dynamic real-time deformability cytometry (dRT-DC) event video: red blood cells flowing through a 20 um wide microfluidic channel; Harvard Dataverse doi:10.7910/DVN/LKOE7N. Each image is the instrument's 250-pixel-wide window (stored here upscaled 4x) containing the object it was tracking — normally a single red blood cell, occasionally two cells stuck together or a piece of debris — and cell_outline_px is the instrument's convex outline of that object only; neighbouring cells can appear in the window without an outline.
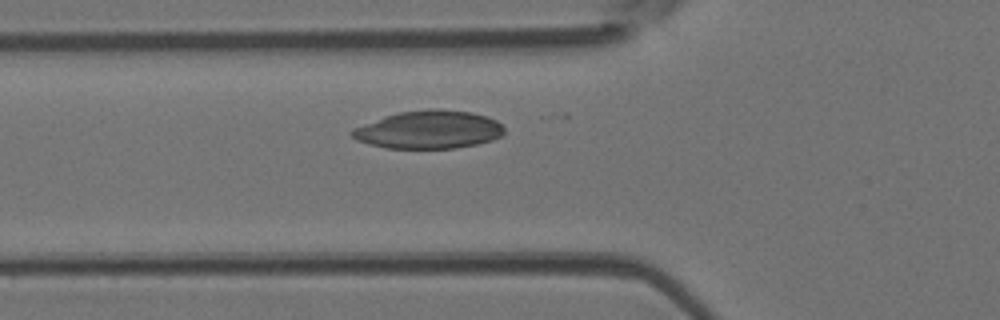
{"species": "Egyptian fruit bat (a non-hibernating species)", "species_latin": "Rousettus aegyptiacus", "temperature_condition": "room temperature", "stored_images_in_passage": 18, "camera_frame_rate_fps": 3000, "um_per_image_px": 0.085, "animal": {"sex": "female"}, "frame": {"image": 1, "passage_image": 11, "time_ms": 3.333, "image_size_px": [1000, 320], "cell_outline_px": [[504, 132], [500, 136], [492, 140], [476, 144], [456, 148], [384, 148], [368, 144], [356, 140], [348, 132], [352, 128], [384, 116], [400, 112], [432, 108], [436, 108], [472, 112], [496, 120], [504, 128]], "centroid_in_image_um": [36.41, 11.02], "position_along_channel_um": 89.4, "area_um2": 33.81}}
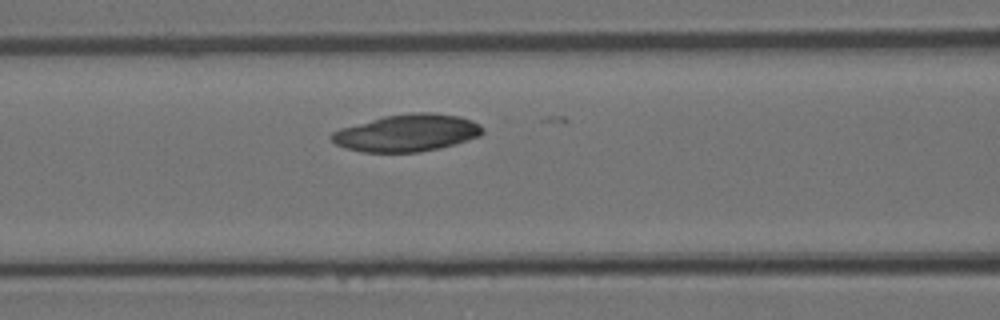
{"frame": {"image": 2, "passage_image": 14, "time_ms": 4.333, "image_size_px": [1000, 320], "cell_outline_px": [[484, 132], [480, 136], [440, 148], [420, 152], [364, 152], [344, 148], [336, 144], [328, 136], [332, 132], [340, 128], [384, 116], [412, 112], [432, 112], [460, 116], [472, 120], [480, 124], [484, 128]], "centroid_in_image_um": [34.6, 11.29], "position_along_channel_um": 132.0, "area_um2": 32.89}}
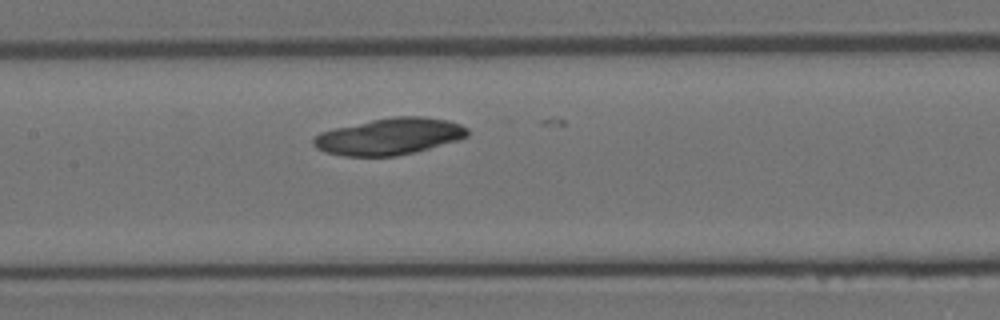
{"frame": {"image": 3, "passage_image": 17, "time_ms": 5.333, "image_size_px": [1000, 320], "cell_outline_px": [[468, 136], [456, 140], [428, 148], [396, 156], [344, 156], [324, 152], [316, 148], [312, 144], [312, 140], [320, 132], [336, 128], [372, 120], [392, 116], [424, 116], [444, 120], [460, 124], [468, 128]], "centroid_in_image_um": [33.06, 11.6], "position_along_channel_um": 174.3, "area_um2": 32.54}}